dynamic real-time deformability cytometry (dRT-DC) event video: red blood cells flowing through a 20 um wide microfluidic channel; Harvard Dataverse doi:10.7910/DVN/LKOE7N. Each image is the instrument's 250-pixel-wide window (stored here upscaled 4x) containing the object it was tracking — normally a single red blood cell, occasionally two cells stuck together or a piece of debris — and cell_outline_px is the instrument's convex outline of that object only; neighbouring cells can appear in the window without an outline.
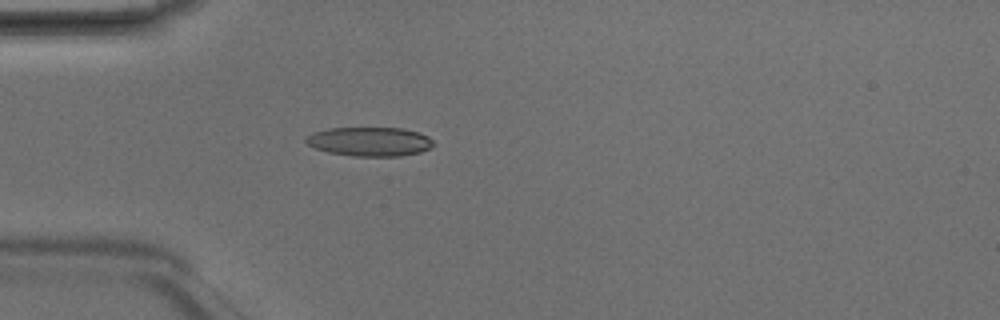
{"species": "Egyptian fruit bat (a non-hibernating species)", "species_latin": "Rousettus aegyptiacus", "temperature_condition": "room temperature", "stored_images_in_passage": 3, "camera_frame_rate_fps": 3000, "um_per_image_px": 0.085, "animal": {"sex": "male"}, "frame": {"image": 1, "passage_image": 3, "time_ms": 0.667, "image_size_px": [1000, 320], "cell_outline_px": [[436, 144], [420, 152], [400, 156], [352, 156], [328, 152], [316, 148], [308, 144], [304, 140], [312, 132], [328, 128], [400, 128], [416, 132], [428, 136]], "centroid_in_image_um": [31.41, 12.03], "position_along_channel_um": 53.6, "area_um2": 21.5}}